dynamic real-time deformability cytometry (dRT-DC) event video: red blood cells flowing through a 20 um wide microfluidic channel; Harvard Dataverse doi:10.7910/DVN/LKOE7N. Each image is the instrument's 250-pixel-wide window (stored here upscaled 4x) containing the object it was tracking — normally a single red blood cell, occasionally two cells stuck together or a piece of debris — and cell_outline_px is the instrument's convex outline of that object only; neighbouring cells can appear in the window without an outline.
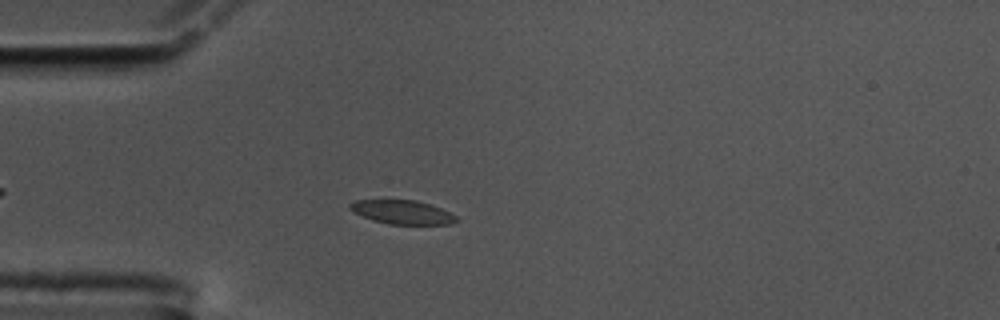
{"species": "common noctule bat (a hibernating species)", "species_latin": "Nyctalus noctula", "temperature_condition": "cold", "stored_images_in_passage": 53, "camera_frame_rate_fps": 3000, "um_per_image_px": 0.085, "animal": {"sex": "male", "body_mass_g": 17.5, "forearm_length_mm": 52.3}, "frame": {"image": 1, "passage_image": 10, "time_ms": 3.0, "image_size_px": [1000, 320], "cell_outline_px": [[460, 220], [448, 224], [388, 224], [372, 220], [352, 212], [348, 208], [348, 204], [356, 200], [416, 200], [440, 208], [456, 216]], "centroid_in_image_um": [34.14, 18.03], "position_along_channel_um": 50.9, "area_um2": 14.74}}
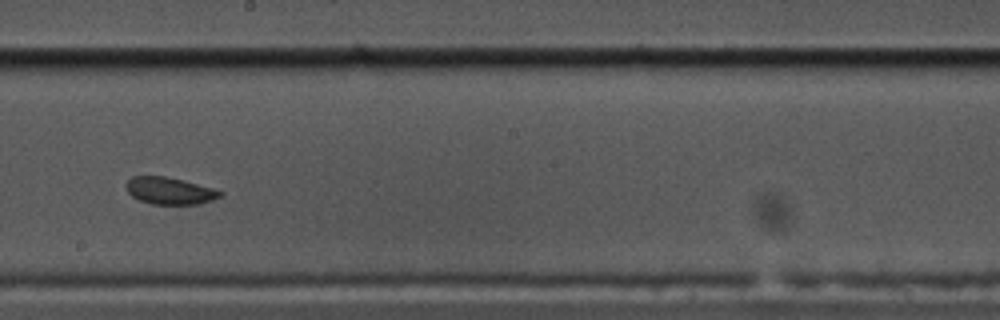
{"frame": {"image": 2, "passage_image": 27, "time_ms": 8.667, "image_size_px": [1000, 320], "cell_outline_px": [[224, 192], [220, 196], [212, 200], [200, 204], [152, 204], [140, 200], [132, 196], [124, 188], [124, 184], [132, 176], [164, 176], [184, 180], [212, 188]], "centroid_in_image_um": [14.39, 16.21], "position_along_channel_um": 233.8, "area_um2": 14.85}}
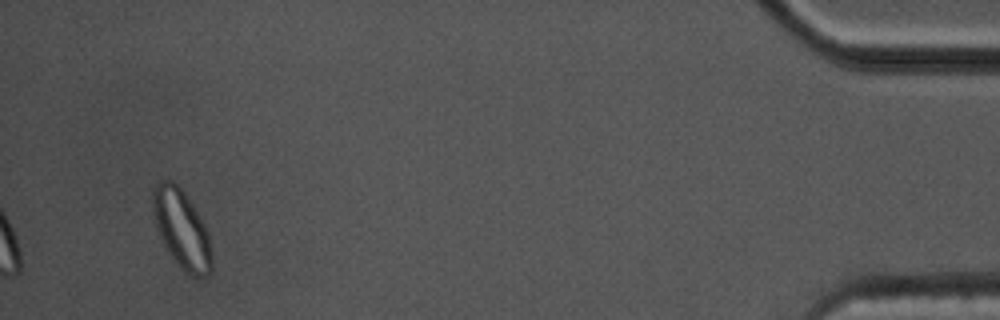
{"frame": {"image": 3, "passage_image": 50, "time_ms": 16.333, "image_size_px": [1000, 320], "cell_outline_px": [[212, 272], [208, 276], [188, 276], [180, 268], [164, 244], [156, 228], [152, 212], [152, 188], [160, 180], [168, 176], [184, 192], [192, 204], [204, 224], [208, 232], [212, 252]], "centroid_in_image_um": [15.43, 19.45], "position_along_channel_um": 419.8, "area_um2": 27.34}, "authors_computed_cell_mechanics": {"area_um2": 15.7216, "velocity_mm_per_s": 3.417, "shape_relaxation_time_tau1_ms": 8.5051, "shape_relaxation_time_tau2_ms": null, "deformation_change_tau1": 0.1264, "deformation_change_tau2": null}}